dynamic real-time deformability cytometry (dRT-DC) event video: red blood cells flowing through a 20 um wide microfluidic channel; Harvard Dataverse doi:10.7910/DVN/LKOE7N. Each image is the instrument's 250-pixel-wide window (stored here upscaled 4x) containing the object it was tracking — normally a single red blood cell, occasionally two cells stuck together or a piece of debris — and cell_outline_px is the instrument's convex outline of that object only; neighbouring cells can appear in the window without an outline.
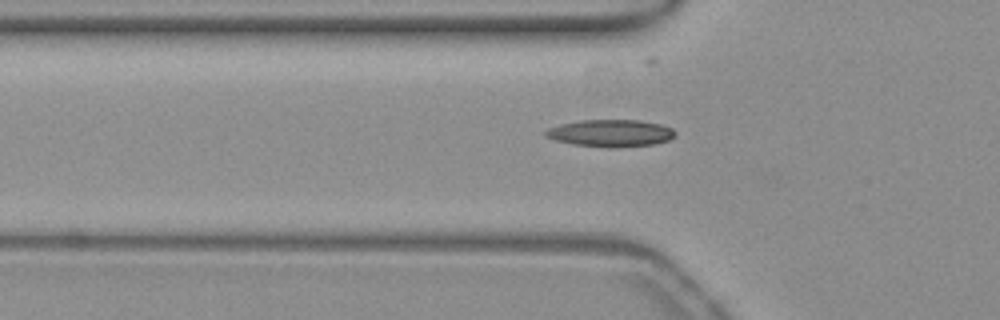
{"species": "common noctule bat (a hibernating species)", "species_latin": "Nyctalus noctula", "temperature_condition": "warm", "stored_images_in_passage": 38, "camera_frame_rate_fps": 3000, "um_per_image_px": 0.085, "animal": {"sex": "female", "body_mass_g": 19.3, "forearm_length_mm": 54.1}, "frame": {"image": 1, "passage_image": 7, "time_ms": 2.0, "image_size_px": [1000, 320], "cell_outline_px": [[676, 136], [668, 140], [656, 144], [616, 148], [608, 148], [572, 144], [556, 140], [544, 136], [544, 132], [548, 128], [560, 124], [580, 120], [640, 120], [660, 124], [672, 128], [676, 132]], "centroid_in_image_um": [51.92, 11.32], "position_along_channel_um": 73.9, "area_um2": 20.75}}
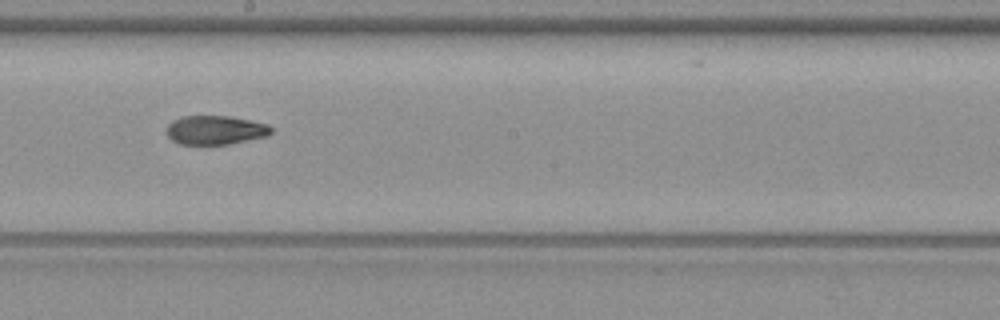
{"frame": {"image": 2, "passage_image": 19, "time_ms": 6.0, "image_size_px": [1000, 320], "cell_outline_px": [[272, 132], [268, 136], [228, 144], [180, 144], [172, 140], [168, 136], [168, 124], [172, 120], [180, 116], [228, 116], [252, 120], [268, 124], [272, 128]], "centroid_in_image_um": [18.33, 11.04], "position_along_channel_um": 229.9, "area_um2": 17.69}}
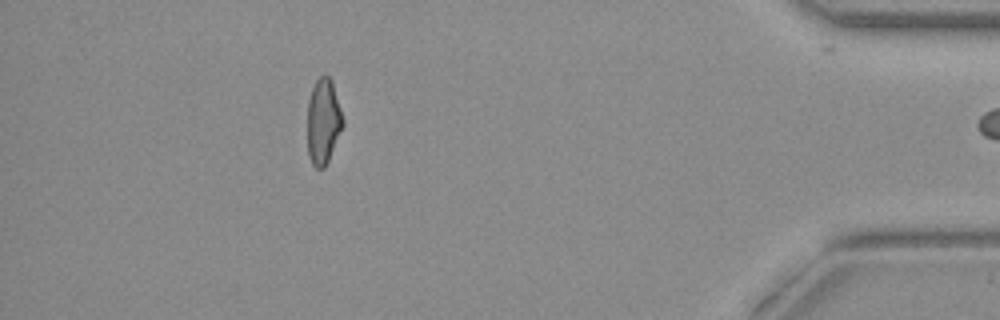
{"frame": {"image": 3, "passage_image": 37, "time_ms": 12.0, "image_size_px": [1000, 320], "cell_outline_px": [[344, 124], [328, 160], [324, 168], [316, 168], [312, 164], [308, 156], [308, 100], [312, 88], [316, 80], [324, 72], [332, 80], [344, 120]], "centroid_in_image_um": [27.48, 10.29], "position_along_channel_um": 407.7, "area_um2": 17.69}}